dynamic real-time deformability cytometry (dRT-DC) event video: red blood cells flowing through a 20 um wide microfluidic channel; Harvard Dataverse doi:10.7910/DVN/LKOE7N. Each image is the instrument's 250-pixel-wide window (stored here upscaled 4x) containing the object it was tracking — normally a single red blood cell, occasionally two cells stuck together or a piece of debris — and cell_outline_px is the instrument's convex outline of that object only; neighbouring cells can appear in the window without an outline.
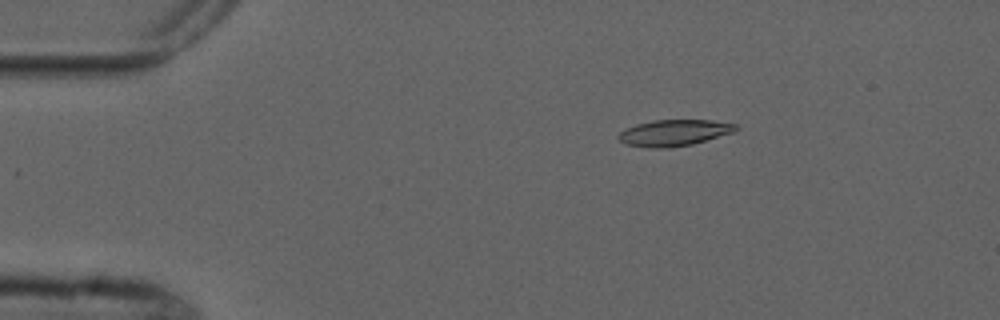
{"species": "common noctule bat (a hibernating species)", "species_latin": "Nyctalus noctula", "temperature_condition": "cold", "stored_images_in_passage": 5, "camera_frame_rate_fps": 3000, "um_per_image_px": 0.085, "animal": {"sex": "male", "forearm_length_mm": 52.5}, "frame": {"image": 1, "passage_image": 3, "time_ms": 2.333, "image_size_px": [1000, 320], "cell_outline_px": [[740, 128], [736, 132], [692, 144], [668, 148], [648, 148], [624, 144], [616, 140], [616, 136], [624, 128], [636, 124], [652, 120], [712, 120], [736, 124]], "centroid_in_image_um": [57.26, 11.29], "position_along_channel_um": 27.7, "area_um2": 18.38}}
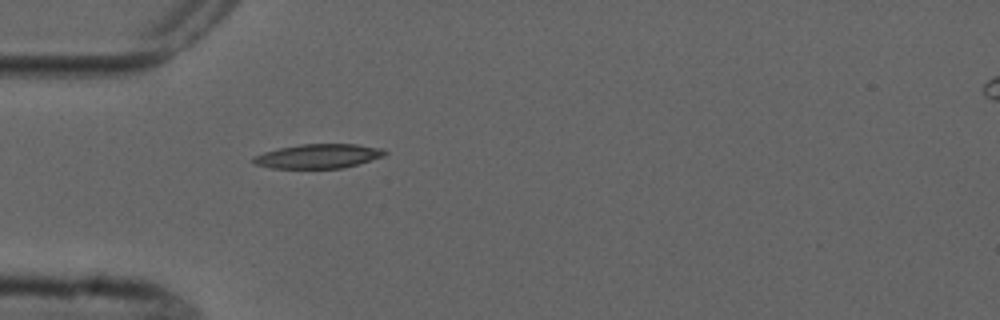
{"frame": {"image": 2, "passage_image": 5, "time_ms": 4.667, "image_size_px": [1000, 320], "cell_outline_px": [[388, 152], [384, 156], [344, 168], [272, 168], [252, 164], [252, 160], [256, 156], [264, 152], [280, 148], [300, 144], [356, 144], [384, 148]], "centroid_in_image_um": [27.08, 13.27], "position_along_channel_um": 57.9, "area_um2": 18.61}}